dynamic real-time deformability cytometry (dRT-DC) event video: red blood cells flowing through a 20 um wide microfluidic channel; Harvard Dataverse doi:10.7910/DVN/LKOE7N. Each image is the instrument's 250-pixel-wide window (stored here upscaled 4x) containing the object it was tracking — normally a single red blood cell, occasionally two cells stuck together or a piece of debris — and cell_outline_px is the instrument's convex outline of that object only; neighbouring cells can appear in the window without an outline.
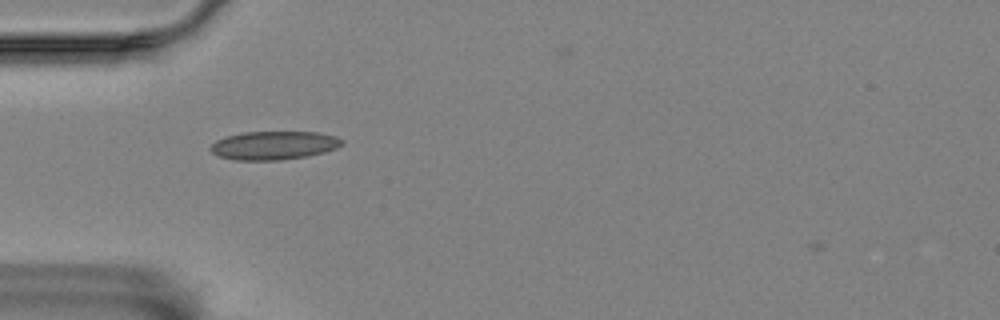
{"species": "Egyptian fruit bat (a non-hibernating species)", "species_latin": "Rousettus aegyptiacus", "temperature_condition": "room temperature", "stored_images_in_passage": 41, "camera_frame_rate_fps": 3000, "um_per_image_px": 0.085, "animal": {"sex": "female"}, "frame": {"image": 1, "passage_image": 2, "time_ms": 0.333, "image_size_px": [1000, 320], "cell_outline_px": [[344, 144], [336, 148], [324, 152], [308, 156], [280, 160], [236, 160], [216, 156], [208, 148], [216, 140], [224, 136], [244, 132], [316, 132], [336, 136], [344, 140]], "centroid_in_image_um": [23.26, 12.36], "position_along_channel_um": 61.7, "area_um2": 22.02}}
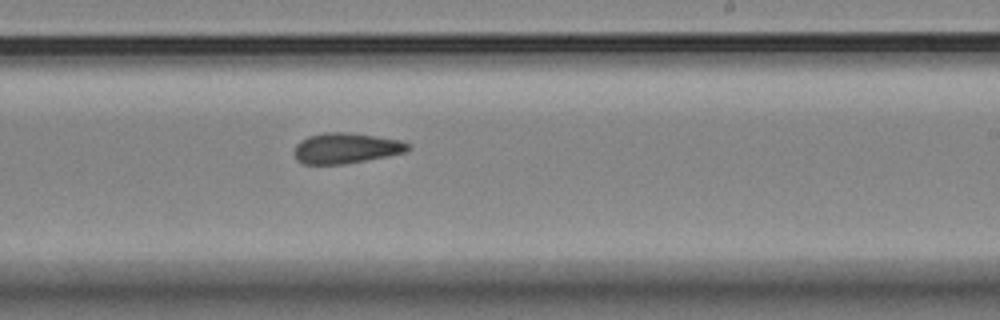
{"frame": {"image": 2, "passage_image": 19, "time_ms": 6.0, "image_size_px": [1000, 320], "cell_outline_px": [[412, 148], [404, 152], [344, 164], [304, 164], [296, 160], [296, 144], [300, 140], [308, 136], [324, 132], [348, 132], [404, 140]], "centroid_in_image_um": [29.41, 12.58], "position_along_channel_um": 259.6, "area_um2": 20.11}}
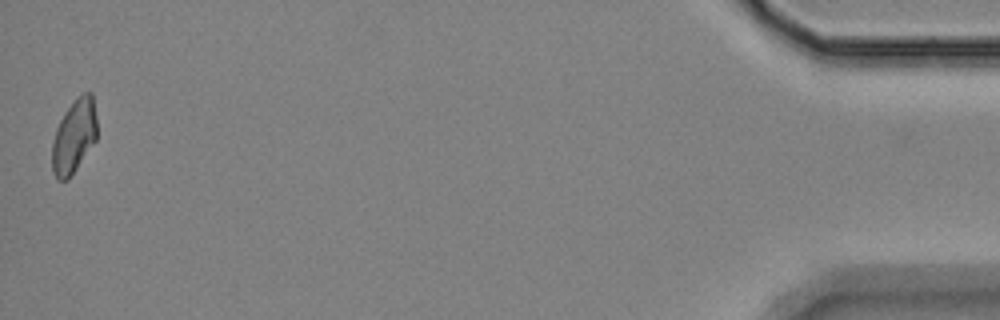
{"frame": {"image": 3, "passage_image": 41, "time_ms": 13.333, "image_size_px": [1000, 320], "cell_outline_px": [[96, 140], [68, 180], [56, 180], [52, 172], [52, 140], [56, 128], [64, 112], [76, 96], [80, 92], [92, 92], [96, 116]], "centroid_in_image_um": [6.28, 11.56], "position_along_channel_um": 428.9, "area_um2": 19.54}, "authors_computed_cell_mechanics": {"area_um2": 20.0566, "velocity_mm_per_s": 3.5121, "shape_relaxation_time_tau1_ms": 8.8169, "shape_relaxation_time_tau2_ms": 3.0642, "deformation_change_tau1": 0.1805, "deformation_change_tau2": 0.0743}}